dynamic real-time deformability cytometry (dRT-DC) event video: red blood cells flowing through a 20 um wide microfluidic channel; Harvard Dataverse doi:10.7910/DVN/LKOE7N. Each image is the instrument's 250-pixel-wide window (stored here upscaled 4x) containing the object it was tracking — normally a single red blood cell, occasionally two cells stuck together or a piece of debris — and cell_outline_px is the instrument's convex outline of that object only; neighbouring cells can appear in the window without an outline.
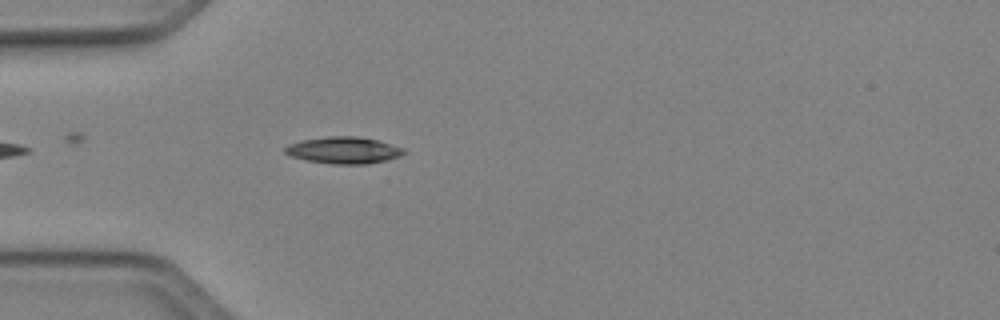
{"species": "Egyptian fruit bat (a non-hibernating species)", "species_latin": "Rousettus aegyptiacus", "temperature_condition": "cold", "stored_images_in_passage": 4, "camera_frame_rate_fps": 3000, "um_per_image_px": 0.085, "animal": {"sex": "female"}, "frame": {"image": 1, "passage_image": 1, "time_ms": 0.0, "image_size_px": [1000, 320], "cell_outline_px": [[408, 152], [400, 156], [388, 160], [368, 164], [332, 164], [308, 160], [292, 156], [284, 152], [284, 148], [288, 144], [300, 140], [328, 136], [356, 136], [380, 140], [404, 148]], "centroid_in_image_um": [29.26, 12.76], "position_along_channel_um": 55.7, "area_um2": 18.73}}